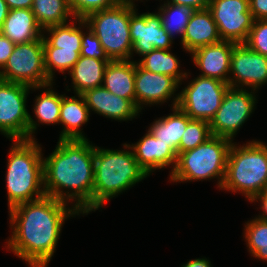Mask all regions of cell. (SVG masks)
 <instances>
[{"label": "cell", "instance_id": "obj_25", "mask_svg": "<svg viewBox=\"0 0 267 267\" xmlns=\"http://www.w3.org/2000/svg\"><path fill=\"white\" fill-rule=\"evenodd\" d=\"M171 109L173 113L154 120L148 130L155 138L169 145L178 154V147L182 135L191 118L178 106L172 107Z\"/></svg>", "mask_w": 267, "mask_h": 267}, {"label": "cell", "instance_id": "obj_36", "mask_svg": "<svg viewBox=\"0 0 267 267\" xmlns=\"http://www.w3.org/2000/svg\"><path fill=\"white\" fill-rule=\"evenodd\" d=\"M249 11L254 20H267V0H249Z\"/></svg>", "mask_w": 267, "mask_h": 267}, {"label": "cell", "instance_id": "obj_16", "mask_svg": "<svg viewBox=\"0 0 267 267\" xmlns=\"http://www.w3.org/2000/svg\"><path fill=\"white\" fill-rule=\"evenodd\" d=\"M236 44L232 41L222 40L216 44L200 47L190 53L194 65L201 71L200 76L228 83L231 53Z\"/></svg>", "mask_w": 267, "mask_h": 267}, {"label": "cell", "instance_id": "obj_29", "mask_svg": "<svg viewBox=\"0 0 267 267\" xmlns=\"http://www.w3.org/2000/svg\"><path fill=\"white\" fill-rule=\"evenodd\" d=\"M245 223L243 233L249 253L253 258L267 262V222L255 216Z\"/></svg>", "mask_w": 267, "mask_h": 267}, {"label": "cell", "instance_id": "obj_30", "mask_svg": "<svg viewBox=\"0 0 267 267\" xmlns=\"http://www.w3.org/2000/svg\"><path fill=\"white\" fill-rule=\"evenodd\" d=\"M158 12L162 19V26L167 33L173 39H175V35H180V39H182L193 10L184 6L163 3Z\"/></svg>", "mask_w": 267, "mask_h": 267}, {"label": "cell", "instance_id": "obj_27", "mask_svg": "<svg viewBox=\"0 0 267 267\" xmlns=\"http://www.w3.org/2000/svg\"><path fill=\"white\" fill-rule=\"evenodd\" d=\"M170 51V49H154L141 56L143 58L138 60L137 64L144 70L171 76L182 85V81L187 79L189 74L180 70V61Z\"/></svg>", "mask_w": 267, "mask_h": 267}, {"label": "cell", "instance_id": "obj_20", "mask_svg": "<svg viewBox=\"0 0 267 267\" xmlns=\"http://www.w3.org/2000/svg\"><path fill=\"white\" fill-rule=\"evenodd\" d=\"M75 95L72 97H68L65 94L62 95L59 120V125L62 124L63 126L59 137L62 140L87 139L81 127L88 122L90 111L84 96Z\"/></svg>", "mask_w": 267, "mask_h": 267}, {"label": "cell", "instance_id": "obj_11", "mask_svg": "<svg viewBox=\"0 0 267 267\" xmlns=\"http://www.w3.org/2000/svg\"><path fill=\"white\" fill-rule=\"evenodd\" d=\"M30 90L27 85L0 79V132L9 140L28 139L26 102Z\"/></svg>", "mask_w": 267, "mask_h": 267}, {"label": "cell", "instance_id": "obj_28", "mask_svg": "<svg viewBox=\"0 0 267 267\" xmlns=\"http://www.w3.org/2000/svg\"><path fill=\"white\" fill-rule=\"evenodd\" d=\"M42 29L74 19L67 0H33L31 8Z\"/></svg>", "mask_w": 267, "mask_h": 267}, {"label": "cell", "instance_id": "obj_4", "mask_svg": "<svg viewBox=\"0 0 267 267\" xmlns=\"http://www.w3.org/2000/svg\"><path fill=\"white\" fill-rule=\"evenodd\" d=\"M12 141L5 177L9 209L46 196L41 145L35 139Z\"/></svg>", "mask_w": 267, "mask_h": 267}, {"label": "cell", "instance_id": "obj_17", "mask_svg": "<svg viewBox=\"0 0 267 267\" xmlns=\"http://www.w3.org/2000/svg\"><path fill=\"white\" fill-rule=\"evenodd\" d=\"M89 111L116 121H131L140 114V110L129 100L114 95L105 87L89 89L82 94Z\"/></svg>", "mask_w": 267, "mask_h": 267}, {"label": "cell", "instance_id": "obj_9", "mask_svg": "<svg viewBox=\"0 0 267 267\" xmlns=\"http://www.w3.org/2000/svg\"><path fill=\"white\" fill-rule=\"evenodd\" d=\"M229 87L228 83L199 75L179 92L177 106L191 119L210 122Z\"/></svg>", "mask_w": 267, "mask_h": 267}, {"label": "cell", "instance_id": "obj_40", "mask_svg": "<svg viewBox=\"0 0 267 267\" xmlns=\"http://www.w3.org/2000/svg\"><path fill=\"white\" fill-rule=\"evenodd\" d=\"M10 10L13 9H31L33 0H5Z\"/></svg>", "mask_w": 267, "mask_h": 267}, {"label": "cell", "instance_id": "obj_12", "mask_svg": "<svg viewBox=\"0 0 267 267\" xmlns=\"http://www.w3.org/2000/svg\"><path fill=\"white\" fill-rule=\"evenodd\" d=\"M208 9L222 40L237 44L246 41L254 22L249 0H210Z\"/></svg>", "mask_w": 267, "mask_h": 267}, {"label": "cell", "instance_id": "obj_26", "mask_svg": "<svg viewBox=\"0 0 267 267\" xmlns=\"http://www.w3.org/2000/svg\"><path fill=\"white\" fill-rule=\"evenodd\" d=\"M72 22V23H71ZM68 23L53 25L43 30V47H57L60 50L81 51L82 29L87 27L84 19L74 18ZM71 23V24H70ZM76 23L78 26H76ZM49 36V37H48Z\"/></svg>", "mask_w": 267, "mask_h": 267}, {"label": "cell", "instance_id": "obj_43", "mask_svg": "<svg viewBox=\"0 0 267 267\" xmlns=\"http://www.w3.org/2000/svg\"><path fill=\"white\" fill-rule=\"evenodd\" d=\"M119 3H127V4H136L135 1H138V0H118ZM142 2V0H140ZM147 1V0H146Z\"/></svg>", "mask_w": 267, "mask_h": 267}, {"label": "cell", "instance_id": "obj_3", "mask_svg": "<svg viewBox=\"0 0 267 267\" xmlns=\"http://www.w3.org/2000/svg\"><path fill=\"white\" fill-rule=\"evenodd\" d=\"M123 147V150H113L95 146L94 212L103 207L108 200L149 176L136 161L130 144L124 143Z\"/></svg>", "mask_w": 267, "mask_h": 267}, {"label": "cell", "instance_id": "obj_18", "mask_svg": "<svg viewBox=\"0 0 267 267\" xmlns=\"http://www.w3.org/2000/svg\"><path fill=\"white\" fill-rule=\"evenodd\" d=\"M138 164L150 176L153 171L172 166L170 174L174 171L178 154L166 143L155 138L148 130L136 143L130 145Z\"/></svg>", "mask_w": 267, "mask_h": 267}, {"label": "cell", "instance_id": "obj_33", "mask_svg": "<svg viewBox=\"0 0 267 267\" xmlns=\"http://www.w3.org/2000/svg\"><path fill=\"white\" fill-rule=\"evenodd\" d=\"M71 12L75 18L85 19L96 11L116 6L118 0H67Z\"/></svg>", "mask_w": 267, "mask_h": 267}, {"label": "cell", "instance_id": "obj_38", "mask_svg": "<svg viewBox=\"0 0 267 267\" xmlns=\"http://www.w3.org/2000/svg\"><path fill=\"white\" fill-rule=\"evenodd\" d=\"M164 3L184 6L194 11L208 8L210 0H166Z\"/></svg>", "mask_w": 267, "mask_h": 267}, {"label": "cell", "instance_id": "obj_41", "mask_svg": "<svg viewBox=\"0 0 267 267\" xmlns=\"http://www.w3.org/2000/svg\"><path fill=\"white\" fill-rule=\"evenodd\" d=\"M211 265V261L207 258H197L189 260L186 264L181 265V267H212Z\"/></svg>", "mask_w": 267, "mask_h": 267}, {"label": "cell", "instance_id": "obj_35", "mask_svg": "<svg viewBox=\"0 0 267 267\" xmlns=\"http://www.w3.org/2000/svg\"><path fill=\"white\" fill-rule=\"evenodd\" d=\"M87 32L82 30V40H81V56L97 58L100 60H110L101 46V43L94 32L87 25Z\"/></svg>", "mask_w": 267, "mask_h": 267}, {"label": "cell", "instance_id": "obj_10", "mask_svg": "<svg viewBox=\"0 0 267 267\" xmlns=\"http://www.w3.org/2000/svg\"><path fill=\"white\" fill-rule=\"evenodd\" d=\"M256 91L229 87L221 106L209 122L212 135L227 138L233 142L234 136L255 110Z\"/></svg>", "mask_w": 267, "mask_h": 267}, {"label": "cell", "instance_id": "obj_19", "mask_svg": "<svg viewBox=\"0 0 267 267\" xmlns=\"http://www.w3.org/2000/svg\"><path fill=\"white\" fill-rule=\"evenodd\" d=\"M217 25L208 8L194 10L181 39L182 48L189 54L194 50L221 42Z\"/></svg>", "mask_w": 267, "mask_h": 267}, {"label": "cell", "instance_id": "obj_42", "mask_svg": "<svg viewBox=\"0 0 267 267\" xmlns=\"http://www.w3.org/2000/svg\"><path fill=\"white\" fill-rule=\"evenodd\" d=\"M9 10L10 9L6 4L5 0H0V31L3 27L4 20L8 16Z\"/></svg>", "mask_w": 267, "mask_h": 267}, {"label": "cell", "instance_id": "obj_7", "mask_svg": "<svg viewBox=\"0 0 267 267\" xmlns=\"http://www.w3.org/2000/svg\"><path fill=\"white\" fill-rule=\"evenodd\" d=\"M135 10L134 4L118 3L112 8L91 13L84 19L111 61L133 59L130 16Z\"/></svg>", "mask_w": 267, "mask_h": 267}, {"label": "cell", "instance_id": "obj_15", "mask_svg": "<svg viewBox=\"0 0 267 267\" xmlns=\"http://www.w3.org/2000/svg\"><path fill=\"white\" fill-rule=\"evenodd\" d=\"M179 87V83L171 76L144 70L135 60V106L140 111L144 105H161L170 98H173L171 107L177 106L179 93L175 92Z\"/></svg>", "mask_w": 267, "mask_h": 267}, {"label": "cell", "instance_id": "obj_34", "mask_svg": "<svg viewBox=\"0 0 267 267\" xmlns=\"http://www.w3.org/2000/svg\"><path fill=\"white\" fill-rule=\"evenodd\" d=\"M244 44L267 57V20H254Z\"/></svg>", "mask_w": 267, "mask_h": 267}, {"label": "cell", "instance_id": "obj_2", "mask_svg": "<svg viewBox=\"0 0 267 267\" xmlns=\"http://www.w3.org/2000/svg\"><path fill=\"white\" fill-rule=\"evenodd\" d=\"M88 139H59L55 150L43 157L46 196L71 205L80 214L93 211L95 145ZM65 189V190H64Z\"/></svg>", "mask_w": 267, "mask_h": 267}, {"label": "cell", "instance_id": "obj_39", "mask_svg": "<svg viewBox=\"0 0 267 267\" xmlns=\"http://www.w3.org/2000/svg\"><path fill=\"white\" fill-rule=\"evenodd\" d=\"M261 202L260 209H262V213L259 214L256 218L261 221L267 222V190L255 196L250 202Z\"/></svg>", "mask_w": 267, "mask_h": 267}, {"label": "cell", "instance_id": "obj_8", "mask_svg": "<svg viewBox=\"0 0 267 267\" xmlns=\"http://www.w3.org/2000/svg\"><path fill=\"white\" fill-rule=\"evenodd\" d=\"M0 79L29 87L52 83L44 66L43 37L16 44L5 66L0 69Z\"/></svg>", "mask_w": 267, "mask_h": 267}, {"label": "cell", "instance_id": "obj_6", "mask_svg": "<svg viewBox=\"0 0 267 267\" xmlns=\"http://www.w3.org/2000/svg\"><path fill=\"white\" fill-rule=\"evenodd\" d=\"M233 142L227 138L212 135L194 149L179 153L170 182L183 183L216 178L221 189L226 175L227 157Z\"/></svg>", "mask_w": 267, "mask_h": 267}, {"label": "cell", "instance_id": "obj_22", "mask_svg": "<svg viewBox=\"0 0 267 267\" xmlns=\"http://www.w3.org/2000/svg\"><path fill=\"white\" fill-rule=\"evenodd\" d=\"M134 82L135 60H115L107 64L102 86L135 105Z\"/></svg>", "mask_w": 267, "mask_h": 267}, {"label": "cell", "instance_id": "obj_32", "mask_svg": "<svg viewBox=\"0 0 267 267\" xmlns=\"http://www.w3.org/2000/svg\"><path fill=\"white\" fill-rule=\"evenodd\" d=\"M212 136L209 122L205 120L191 119L187 123V128L182 135L178 154L194 149L200 144H203Z\"/></svg>", "mask_w": 267, "mask_h": 267}, {"label": "cell", "instance_id": "obj_23", "mask_svg": "<svg viewBox=\"0 0 267 267\" xmlns=\"http://www.w3.org/2000/svg\"><path fill=\"white\" fill-rule=\"evenodd\" d=\"M54 83L55 82H52L40 87H32L34 91L37 89H44V91L36 96L34 100L33 112L36 121L29 114L28 139H35V135L33 134L38 129L37 127H39V124H59L62 94L60 95L55 92L54 89L52 90Z\"/></svg>", "mask_w": 267, "mask_h": 267}, {"label": "cell", "instance_id": "obj_21", "mask_svg": "<svg viewBox=\"0 0 267 267\" xmlns=\"http://www.w3.org/2000/svg\"><path fill=\"white\" fill-rule=\"evenodd\" d=\"M43 31L31 9L19 8L9 10L0 32L16 45L38 40Z\"/></svg>", "mask_w": 267, "mask_h": 267}, {"label": "cell", "instance_id": "obj_24", "mask_svg": "<svg viewBox=\"0 0 267 267\" xmlns=\"http://www.w3.org/2000/svg\"><path fill=\"white\" fill-rule=\"evenodd\" d=\"M110 61L80 55L79 60L68 72L72 78L71 87L74 92L82 95L89 89L102 86L105 68Z\"/></svg>", "mask_w": 267, "mask_h": 267}, {"label": "cell", "instance_id": "obj_13", "mask_svg": "<svg viewBox=\"0 0 267 267\" xmlns=\"http://www.w3.org/2000/svg\"><path fill=\"white\" fill-rule=\"evenodd\" d=\"M228 84L233 88L260 89L267 84V57L244 43L236 44L231 53Z\"/></svg>", "mask_w": 267, "mask_h": 267}, {"label": "cell", "instance_id": "obj_14", "mask_svg": "<svg viewBox=\"0 0 267 267\" xmlns=\"http://www.w3.org/2000/svg\"><path fill=\"white\" fill-rule=\"evenodd\" d=\"M136 9L130 16V36L133 53L143 56L154 49H171L173 38L162 26L159 12L139 14Z\"/></svg>", "mask_w": 267, "mask_h": 267}, {"label": "cell", "instance_id": "obj_31", "mask_svg": "<svg viewBox=\"0 0 267 267\" xmlns=\"http://www.w3.org/2000/svg\"><path fill=\"white\" fill-rule=\"evenodd\" d=\"M44 66L47 77L53 82L56 70L65 74L79 60L81 51L60 50L57 47H43ZM55 71V72H54Z\"/></svg>", "mask_w": 267, "mask_h": 267}, {"label": "cell", "instance_id": "obj_37", "mask_svg": "<svg viewBox=\"0 0 267 267\" xmlns=\"http://www.w3.org/2000/svg\"><path fill=\"white\" fill-rule=\"evenodd\" d=\"M15 44L6 36H4L0 32V68L2 69L10 55L12 54V51L14 49Z\"/></svg>", "mask_w": 267, "mask_h": 267}, {"label": "cell", "instance_id": "obj_1", "mask_svg": "<svg viewBox=\"0 0 267 267\" xmlns=\"http://www.w3.org/2000/svg\"><path fill=\"white\" fill-rule=\"evenodd\" d=\"M9 213L13 231L5 247L30 267L49 265L65 220L80 216L68 203L49 196L18 204Z\"/></svg>", "mask_w": 267, "mask_h": 267}, {"label": "cell", "instance_id": "obj_5", "mask_svg": "<svg viewBox=\"0 0 267 267\" xmlns=\"http://www.w3.org/2000/svg\"><path fill=\"white\" fill-rule=\"evenodd\" d=\"M237 145L230 146L221 189L240 192L250 202L267 190V145L259 140Z\"/></svg>", "mask_w": 267, "mask_h": 267}]
</instances>
